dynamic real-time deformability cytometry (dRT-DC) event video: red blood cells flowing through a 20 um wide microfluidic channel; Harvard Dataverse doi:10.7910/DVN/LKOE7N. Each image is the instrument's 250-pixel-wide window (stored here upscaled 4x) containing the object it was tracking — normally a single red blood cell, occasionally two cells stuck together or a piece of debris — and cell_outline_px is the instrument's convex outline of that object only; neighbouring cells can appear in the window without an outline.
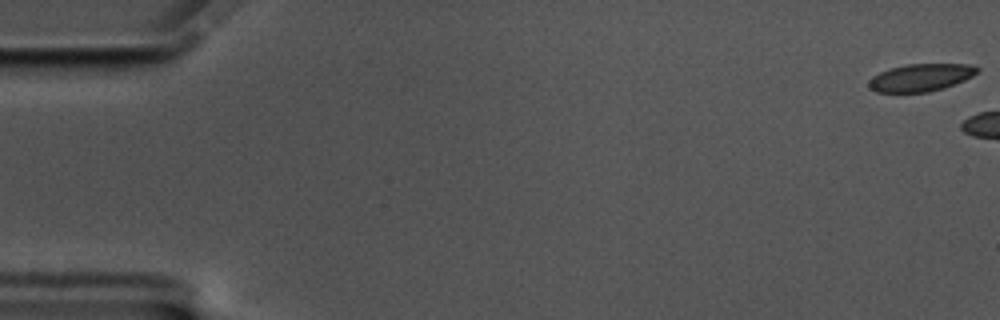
{"species": "common noctule bat (a hibernating species)", "species_latin": "Nyctalus noctula", "temperature_condition": "cold", "stored_images_in_passage": 3, "camera_frame_rate_fps": 3000, "um_per_image_px": 0.085, "animal": {"sex": "male", "body_mass_g": 17.5, "forearm_length_mm": 52.3}, "frame": {"image": 1, "passage_image": 1, "time_ms": 0.0, "image_size_px": [1000, 320], "cell_outline_px": [[980, 68], [972, 76], [964, 80], [944, 88], [928, 92], [876, 92], [868, 84], [868, 80], [872, 76], [888, 68], [904, 64], [968, 64]], "centroid_in_image_um": [78.24, 6.58], "position_along_channel_um": 6.8, "area_um2": 17.34}}